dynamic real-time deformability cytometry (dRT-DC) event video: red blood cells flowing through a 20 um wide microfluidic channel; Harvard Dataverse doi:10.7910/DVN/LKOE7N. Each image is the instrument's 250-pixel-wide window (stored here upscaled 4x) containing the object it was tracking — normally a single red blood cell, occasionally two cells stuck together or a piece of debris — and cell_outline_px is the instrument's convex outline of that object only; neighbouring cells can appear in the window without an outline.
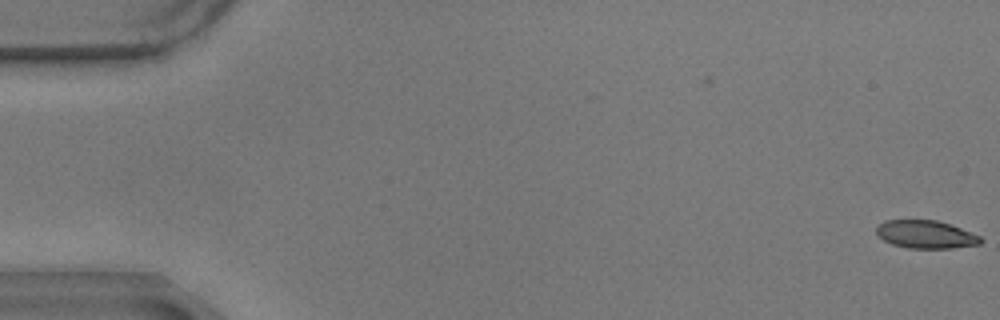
{"species": "common noctule bat (a hibernating species)", "species_latin": "Nyctalus noctula", "temperature_condition": "warm", "stored_images_in_passage": 5, "camera_frame_rate_fps": 3000, "um_per_image_px": 0.085, "animal": {"sex": "male", "body_mass_g": 17.9}, "frame": {"image": 1, "passage_image": 5, "time_ms": 1.333, "image_size_px": [1000, 320], "cell_outline_px": [[984, 240], [980, 244], [952, 248], [908, 248], [892, 244], [884, 240], [876, 232], [876, 228], [884, 220], [936, 220], [960, 228], [980, 236]], "centroid_in_image_um": [78.7, 19.93], "position_along_channel_um": 6.3, "area_um2": 16.82}}